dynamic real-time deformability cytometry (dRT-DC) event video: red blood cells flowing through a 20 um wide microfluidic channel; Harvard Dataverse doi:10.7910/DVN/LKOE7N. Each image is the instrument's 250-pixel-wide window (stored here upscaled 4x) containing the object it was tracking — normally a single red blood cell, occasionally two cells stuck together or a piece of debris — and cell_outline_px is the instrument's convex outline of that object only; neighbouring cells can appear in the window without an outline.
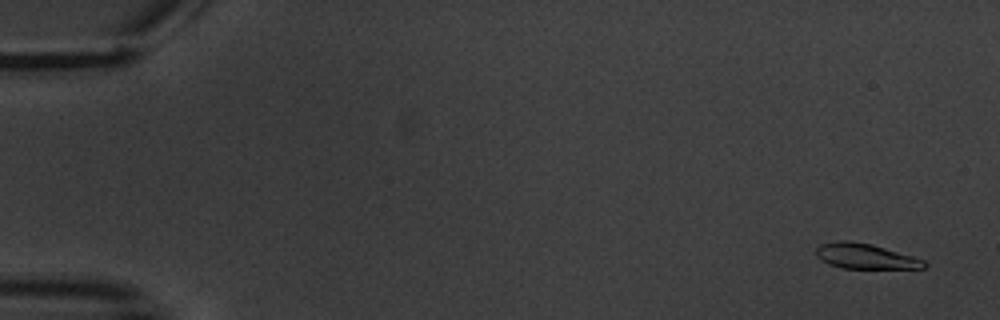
{"species": "common noctule bat (a hibernating species)", "species_latin": "Nyctalus noctula", "temperature_condition": "warm", "stored_images_in_passage": 6, "camera_frame_rate_fps": 3000, "um_per_image_px": 0.085, "animal": {"sex": "male", "body_mass_g": 20.1, "forearm_length_mm": 53.5}, "frame": {"image": 1, "passage_image": 1, "time_ms": 0.0, "image_size_px": [1000, 320], "cell_outline_px": [[928, 264], [924, 268], [844, 268], [828, 264], [816, 256], [816, 248], [820, 244], [836, 240], [848, 240], [872, 244], [912, 256], [924, 260]], "centroid_in_image_um": [73.52, 21.77], "position_along_channel_um": 11.5, "area_um2": 15.84}}
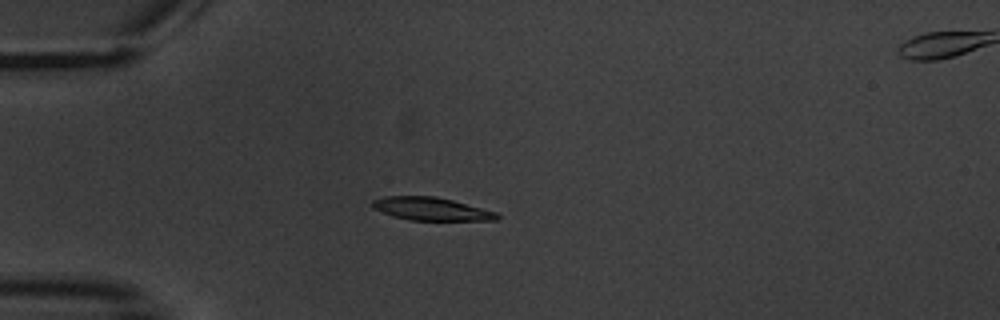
{"frame": {"image": 2, "passage_image": 5, "time_ms": 4.667, "image_size_px": [1000, 320], "cell_outline_px": [[500, 216], [496, 220], [408, 220], [392, 216], [372, 208], [368, 204], [372, 200], [384, 196], [436, 196], [452, 200], [496, 212]], "centroid_in_image_um": [36.57, 17.75], "position_along_channel_um": 48.4, "area_um2": 16.76}}